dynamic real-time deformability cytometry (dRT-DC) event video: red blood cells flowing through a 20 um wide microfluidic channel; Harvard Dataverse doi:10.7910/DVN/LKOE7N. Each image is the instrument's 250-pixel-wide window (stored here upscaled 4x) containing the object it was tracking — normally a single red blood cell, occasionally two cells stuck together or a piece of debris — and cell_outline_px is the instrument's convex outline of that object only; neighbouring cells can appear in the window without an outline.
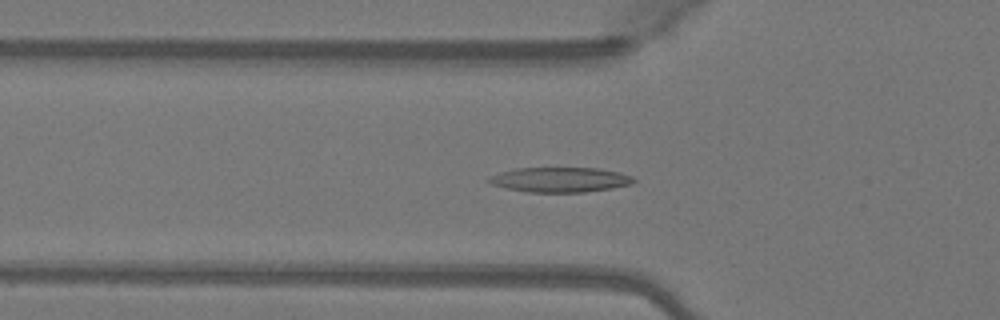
{"species": "Egyptian fruit bat (a non-hibernating species)", "species_latin": "Rousettus aegyptiacus", "temperature_condition": "warm", "stored_images_in_passage": 8, "camera_frame_rate_fps": 3000, "um_per_image_px": 0.085, "animal": {"sex": "female"}, "frame": {"image": 1, "passage_image": 5, "time_ms": 1.333, "image_size_px": [1000, 320], "cell_outline_px": [[636, 180], [632, 184], [612, 188], [584, 192], [528, 192], [508, 188], [492, 184], [484, 180], [488, 176], [500, 172], [516, 168], [596, 168], [620, 172], [632, 176]], "centroid_in_image_um": [47.59, 15.27], "position_along_channel_um": 78.2, "area_um2": 21.04}}
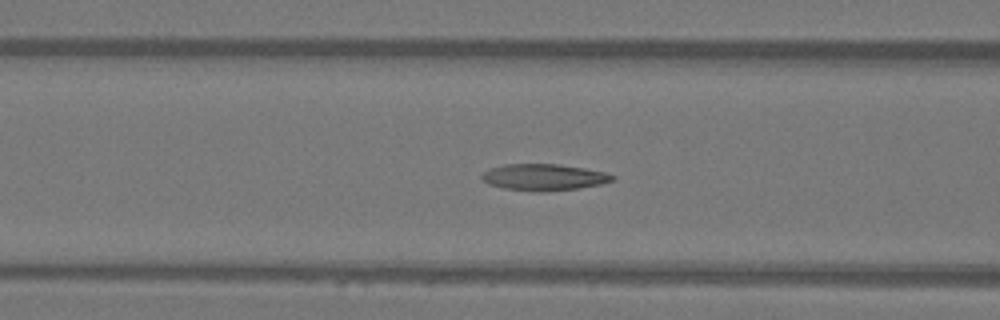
{"frame": {"image": 2, "passage_image": 8, "time_ms": 2.333, "image_size_px": [1000, 320], "cell_outline_px": [[616, 180], [600, 184], [576, 188], [540, 192], [504, 188], [488, 184], [480, 180], [480, 176], [488, 168], [504, 164], [560, 164], [584, 168], [604, 172], [616, 176]], "centroid_in_image_um": [46.19, 15.05], "position_along_channel_um": 120.4, "area_um2": 20.23}}